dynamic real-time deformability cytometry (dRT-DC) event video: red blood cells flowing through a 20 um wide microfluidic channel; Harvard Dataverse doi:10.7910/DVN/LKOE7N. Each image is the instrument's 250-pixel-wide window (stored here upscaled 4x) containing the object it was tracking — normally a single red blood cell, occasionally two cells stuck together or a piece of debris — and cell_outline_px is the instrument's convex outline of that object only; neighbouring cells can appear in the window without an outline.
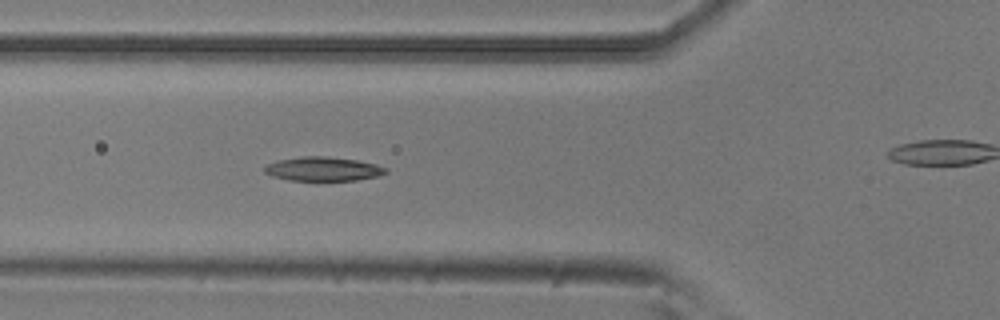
{"species": "common noctule bat (a hibernating species)", "species_latin": "Nyctalus noctula", "temperature_condition": "room temperature", "stored_images_in_passage": 4, "segment_of_instrument_passage": [1, 2], "camera_frame_rate_fps": 3000, "um_per_image_px": 0.085, "animal": {"sex": "male", "body_mass_g": 20.5, "forearm_length_mm": 52.5}, "frame": {"image": 1, "passage_image": 3, "time_ms": 0.667, "image_size_px": [1000, 320], "cell_outline_px": [[388, 172], [376, 176], [356, 180], [288, 180], [272, 176], [264, 172], [264, 164], [276, 160], [304, 156], [328, 156], [356, 160], [376, 164], [388, 168]], "centroid_in_image_um": [27.42, 14.35], "position_along_channel_um": 98.4, "area_um2": 17.05}}